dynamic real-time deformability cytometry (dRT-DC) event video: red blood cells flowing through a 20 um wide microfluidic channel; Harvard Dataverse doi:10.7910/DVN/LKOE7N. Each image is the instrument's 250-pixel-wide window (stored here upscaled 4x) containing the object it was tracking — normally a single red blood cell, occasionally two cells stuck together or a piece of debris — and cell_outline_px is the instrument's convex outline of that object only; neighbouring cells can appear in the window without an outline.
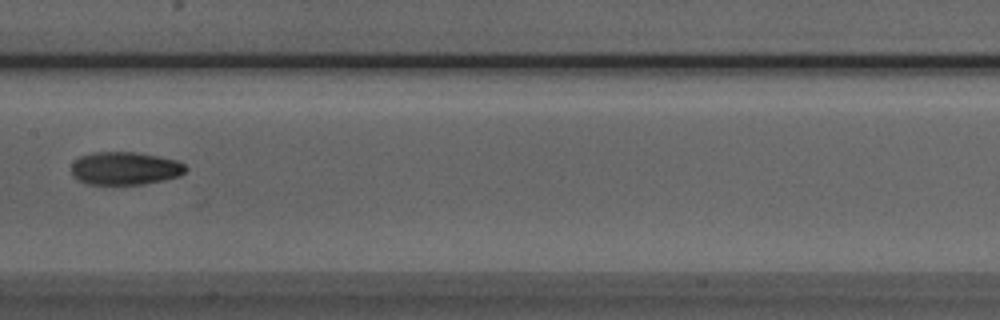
{"species": "Egyptian fruit bat (a non-hibernating species)", "species_latin": "Rousettus aegyptiacus", "temperature_condition": "room temperature", "stored_images_in_passage": 8, "camera_frame_rate_fps": 3000, "um_per_image_px": 0.085, "animal": {"sex": "male"}, "frame": {"image": 1, "passage_image": 7, "time_ms": 8.0, "image_size_px": [1000, 320], "cell_outline_px": [[188, 168], [180, 176], [164, 180], [144, 184], [88, 184], [72, 176], [72, 164], [80, 156], [92, 152], [136, 152], [176, 160], [184, 164]], "centroid_in_image_um": [10.63, 14.31], "position_along_channel_um": 196.8, "area_um2": 21.91}}
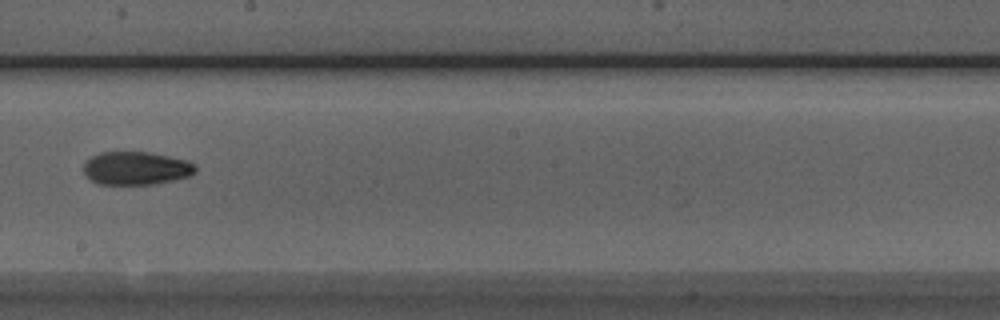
{"frame": {"image": 2, "passage_image": 8, "time_ms": 9.0, "image_size_px": [1000, 320], "cell_outline_px": [[196, 172], [188, 176], [156, 184], [96, 184], [84, 176], [84, 160], [100, 152], [148, 152], [188, 160], [196, 164]], "centroid_in_image_um": [11.54, 14.3], "position_along_channel_um": 236.7, "area_um2": 21.85}}